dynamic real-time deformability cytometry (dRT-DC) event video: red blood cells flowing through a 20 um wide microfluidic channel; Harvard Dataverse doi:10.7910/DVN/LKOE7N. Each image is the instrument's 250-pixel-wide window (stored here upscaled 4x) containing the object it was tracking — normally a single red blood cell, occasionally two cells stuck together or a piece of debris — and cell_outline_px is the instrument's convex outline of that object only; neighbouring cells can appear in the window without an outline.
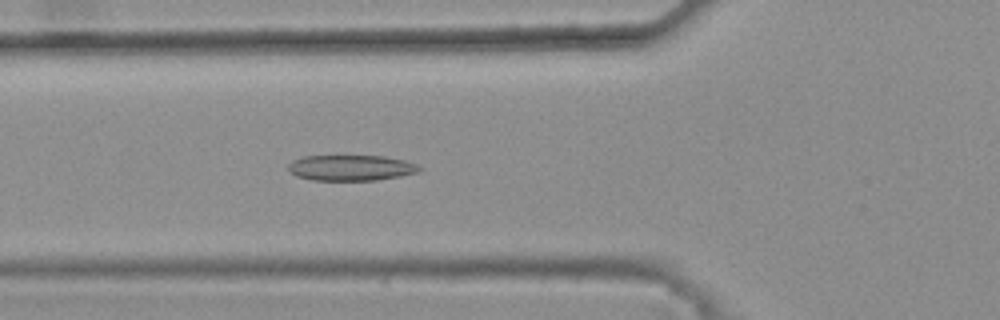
{"species": "common noctule bat (a hibernating species)", "species_latin": "Nyctalus noctula", "temperature_condition": "warm", "stored_images_in_passage": 41, "camera_frame_rate_fps": 3000, "um_per_image_px": 0.085, "animal": {"sex": "female", "body_mass_g": 25.1}, "frame": {"image": 1, "passage_image": 15, "time_ms": 4.667, "image_size_px": [1000, 320], "cell_outline_px": [[424, 168], [420, 172], [400, 176], [376, 180], [312, 180], [296, 176], [288, 168], [288, 164], [292, 160], [304, 156], [384, 156], [404, 160], [416, 164]], "centroid_in_image_um": [29.86, 14.26], "position_along_channel_um": 95.9, "area_um2": 19.65}}
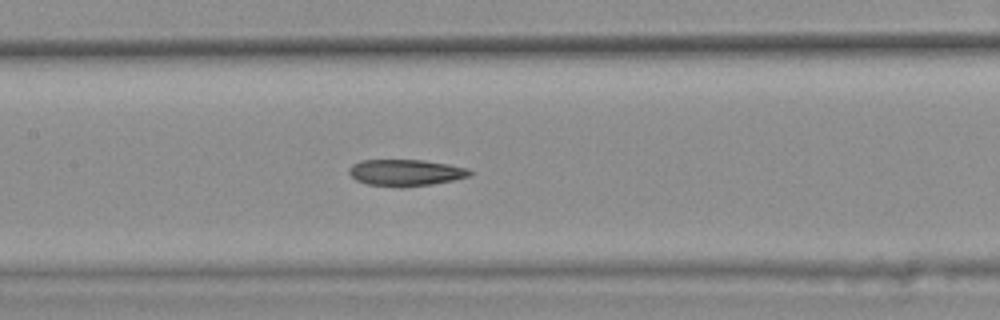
{"frame": {"image": 2, "passage_image": 21, "time_ms": 6.667, "image_size_px": [1000, 320], "cell_outline_px": [[472, 176], [432, 184], [400, 188], [368, 184], [356, 180], [348, 172], [348, 168], [352, 164], [360, 160], [424, 160], [448, 164], [468, 168], [472, 172]], "centroid_in_image_um": [34.47, 14.68], "position_along_channel_um": 172.9, "area_um2": 18.84}}
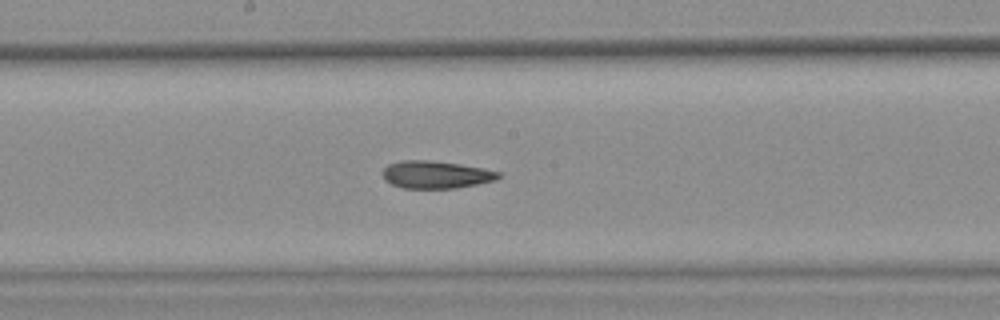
{"frame": {"image": 3, "passage_image": 24, "time_ms": 7.667, "image_size_px": [1000, 320], "cell_outline_px": [[504, 176], [496, 180], [456, 188], [404, 188], [392, 184], [384, 180], [380, 172], [388, 164], [400, 160], [432, 160], [460, 164], [484, 168], [500, 172]], "centroid_in_image_um": [37.05, 14.83], "position_along_channel_um": 211.2, "area_um2": 18.84}, "authors_computed_cell_mechanics": {"area_um2": 19.1896, "velocity_mm_per_s": 3.8277, "shape_relaxation_time_tau1_ms": null, "shape_relaxation_time_tau2_ms": 8.6557, "deformation_change_tau1": null, "deformation_change_tau2": 0.1854}}